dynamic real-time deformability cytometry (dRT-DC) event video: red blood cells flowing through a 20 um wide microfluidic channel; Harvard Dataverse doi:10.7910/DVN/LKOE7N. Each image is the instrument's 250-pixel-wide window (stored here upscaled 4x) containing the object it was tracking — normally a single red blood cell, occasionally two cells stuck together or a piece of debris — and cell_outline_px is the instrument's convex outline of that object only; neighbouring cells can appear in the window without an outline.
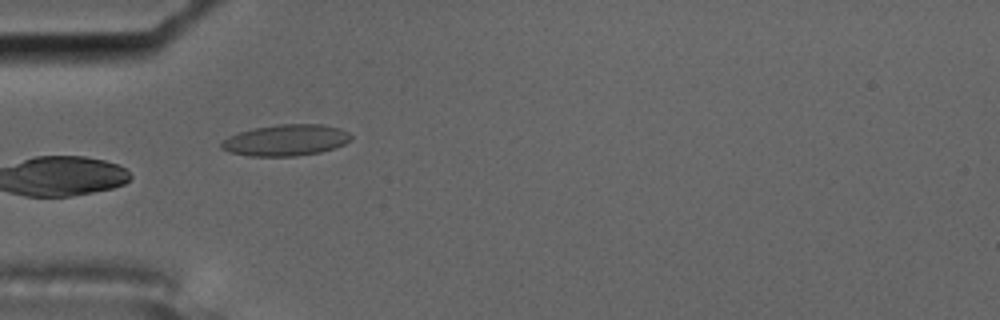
{"species": "common noctule bat (a hibernating species)", "species_latin": "Nyctalus noctula", "temperature_condition": "cold", "stored_images_in_passage": 8, "camera_frame_rate_fps": 3000, "um_per_image_px": 0.085, "animal": {"sex": "male", "body_mass_g": 17.5, "forearm_length_mm": 52.3}, "frame": {"image": 1, "passage_image": 6, "time_ms": 1.667, "image_size_px": [1000, 320], "cell_outline_px": [[352, 140], [344, 144], [320, 152], [296, 156], [248, 156], [232, 152], [220, 148], [220, 144], [228, 136], [252, 128], [280, 124], [324, 124], [340, 128], [348, 132], [352, 136]], "centroid_in_image_um": [24.31, 11.91], "position_along_channel_um": 60.7, "area_um2": 23.64}}